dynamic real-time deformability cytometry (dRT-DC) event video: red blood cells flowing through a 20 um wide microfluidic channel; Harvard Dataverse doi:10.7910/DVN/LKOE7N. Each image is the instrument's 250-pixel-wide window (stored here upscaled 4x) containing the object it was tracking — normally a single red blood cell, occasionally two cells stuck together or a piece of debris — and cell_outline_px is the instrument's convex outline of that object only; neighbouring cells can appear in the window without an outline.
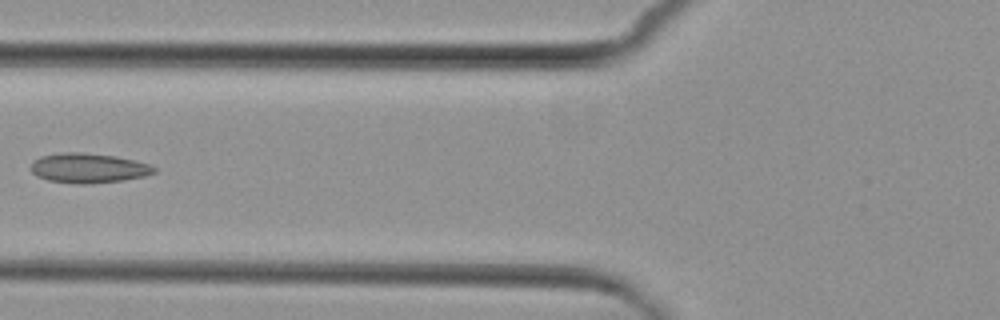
{"species": "common noctule bat (a hibernating species)", "species_latin": "Nyctalus noctula", "temperature_condition": "cold", "stored_images_in_passage": 6, "camera_frame_rate_fps": 3000, "um_per_image_px": 0.085, "animal": {"sex": "female", "body_mass_g": 29.2, "forearm_length_mm": 56.3}, "frame": {"image": 1, "passage_image": 5, "time_ms": 4.667, "image_size_px": [1000, 320], "cell_outline_px": [[156, 172], [144, 176], [120, 180], [88, 184], [76, 184], [48, 180], [36, 176], [32, 172], [32, 160], [40, 156], [60, 152], [80, 152], [116, 156], [148, 164], [156, 168]], "centroid_in_image_um": [7.47, 14.28], "position_along_channel_um": 118.3, "area_um2": 21.27}}
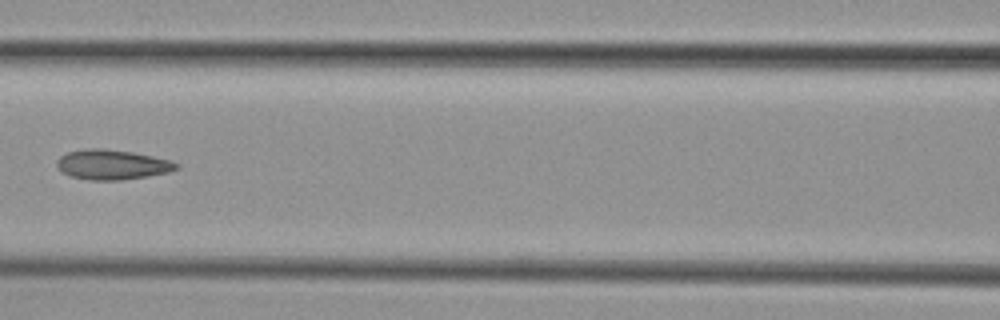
{"frame": {"image": 2, "passage_image": 6, "time_ms": 5.667, "image_size_px": [1000, 320], "cell_outline_px": [[180, 168], [168, 172], [148, 176], [120, 180], [88, 180], [72, 176], [64, 172], [56, 164], [56, 160], [60, 156], [68, 152], [84, 148], [104, 148], [132, 152], [152, 156], [168, 160], [180, 164]], "centroid_in_image_um": [9.54, 13.98], "position_along_channel_um": 157.1, "area_um2": 20.75}}